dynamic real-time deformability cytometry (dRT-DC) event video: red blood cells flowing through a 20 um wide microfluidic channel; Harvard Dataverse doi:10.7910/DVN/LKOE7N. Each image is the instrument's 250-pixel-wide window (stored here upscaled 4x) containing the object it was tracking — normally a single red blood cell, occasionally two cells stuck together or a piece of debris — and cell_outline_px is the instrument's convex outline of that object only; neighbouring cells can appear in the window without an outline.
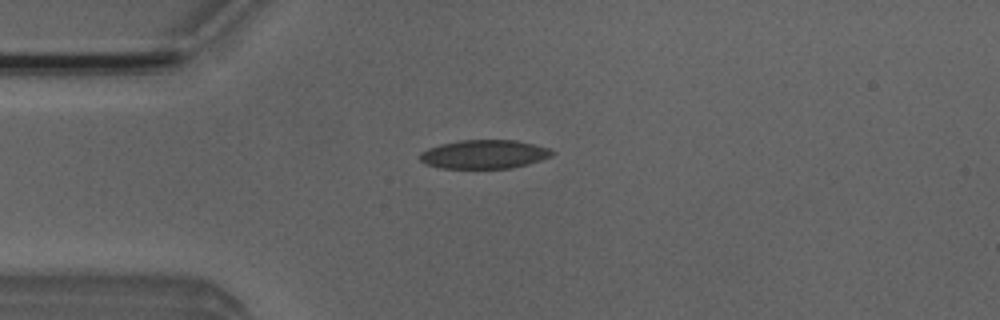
{"species": "Egyptian fruit bat (a non-hibernating species)", "species_latin": "Rousettus aegyptiacus", "temperature_condition": "room temperature", "stored_images_in_passage": 2, "camera_frame_rate_fps": 3000, "um_per_image_px": 0.085, "animal": {"sex": "male"}, "frame": {"image": 1, "passage_image": 1, "time_ms": 0.0, "image_size_px": [1000, 320], "cell_outline_px": [[556, 152], [552, 156], [528, 164], [512, 168], [440, 168], [424, 164], [420, 160], [420, 152], [428, 148], [440, 144], [460, 140], [516, 140], [548, 148]], "centroid_in_image_um": [41.14, 13.11], "position_along_channel_um": 43.9, "area_um2": 22.2}}